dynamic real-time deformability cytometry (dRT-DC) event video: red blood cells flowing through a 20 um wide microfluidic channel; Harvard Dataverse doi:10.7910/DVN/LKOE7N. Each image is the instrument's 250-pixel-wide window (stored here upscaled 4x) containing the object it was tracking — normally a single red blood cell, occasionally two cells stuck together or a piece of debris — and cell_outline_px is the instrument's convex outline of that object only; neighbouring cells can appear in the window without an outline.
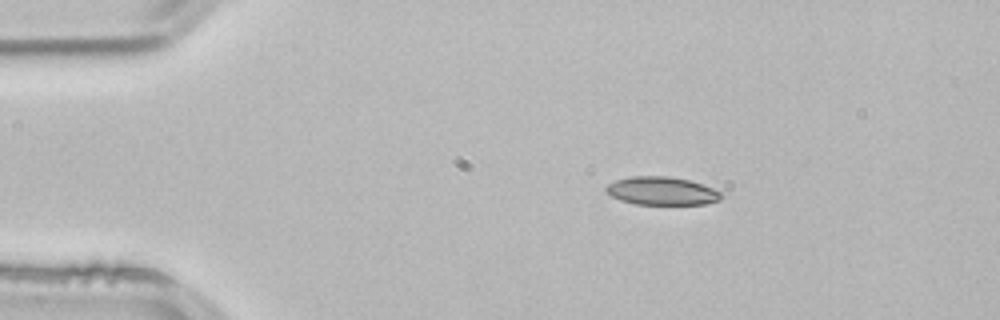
{"species": "common noctule bat (a hibernating species)", "species_latin": "Nyctalus noctula", "temperature_condition": "room temperature", "stored_images_in_passage": 2, "camera_frame_rate_fps": 3000, "um_per_image_px": 0.085, "animal": {"sex": "male", "body_mass_g": 21.5, "forearm_length_mm": 52.0}, "frame": {"image": 1, "passage_image": 1, "time_ms": 0.0, "image_size_px": [1000, 320], "cell_outline_px": [[724, 196], [720, 200], [704, 204], [636, 204], [620, 200], [604, 192], [604, 188], [608, 184], [616, 180], [632, 176], [668, 176], [688, 180], [724, 192]], "centroid_in_image_um": [56.25, 16.23], "position_along_channel_um": 28.7, "area_um2": 18.96}}